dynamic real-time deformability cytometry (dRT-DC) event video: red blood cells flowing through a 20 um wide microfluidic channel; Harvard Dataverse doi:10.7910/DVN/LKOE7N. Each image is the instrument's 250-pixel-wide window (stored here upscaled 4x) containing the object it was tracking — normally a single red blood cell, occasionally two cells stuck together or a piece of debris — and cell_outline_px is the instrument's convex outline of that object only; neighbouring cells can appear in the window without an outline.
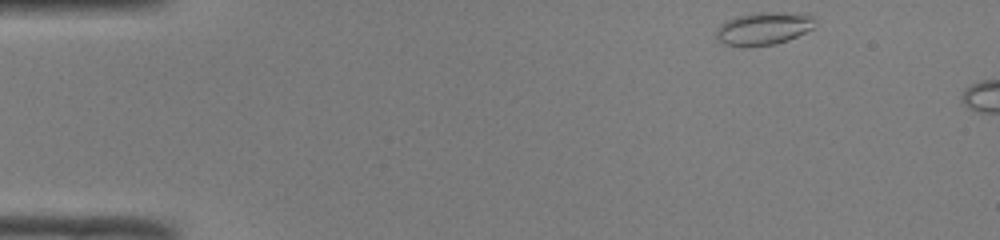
{"species": "common noctule bat (a hibernating species)", "species_latin": "Nyctalus noctula", "temperature_condition": "room temperature", "stored_images_in_passage": 5, "camera_frame_rate_fps": 3000, "um_per_image_px": 0.085, "animal": {"sex": "male", "body_mass_g": 19.0, "forearm_length_mm": 50.8}, "frame": {"image": 1, "passage_image": 1, "time_ms": 0.0, "image_size_px": [1000, 240], "cell_outline_px": [[812, 28], [796, 36], [772, 44], [744, 48], [724, 44], [716, 36], [716, 32], [720, 24], [736, 16], [756, 12], [780, 12], [812, 16]], "centroid_in_image_um": [64.8, 2.43], "position_along_channel_um": 20.2, "area_um2": 18.44}}